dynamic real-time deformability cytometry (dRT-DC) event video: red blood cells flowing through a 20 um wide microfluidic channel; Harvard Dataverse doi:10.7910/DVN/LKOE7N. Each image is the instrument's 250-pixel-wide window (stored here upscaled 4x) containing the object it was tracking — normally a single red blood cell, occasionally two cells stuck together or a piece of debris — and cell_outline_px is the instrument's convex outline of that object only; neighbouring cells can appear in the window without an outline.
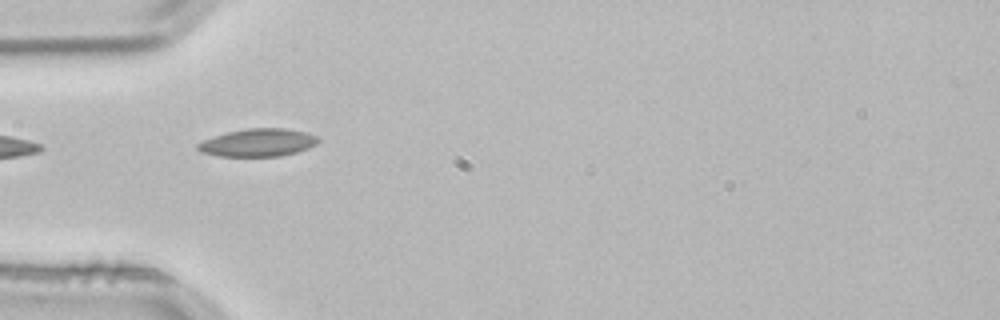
{"species": "common noctule bat (a hibernating species)", "species_latin": "Nyctalus noctula", "temperature_condition": "room temperature", "stored_images_in_passage": 2, "camera_frame_rate_fps": 3000, "um_per_image_px": 0.085, "animal": {"sex": "male", "body_mass_g": 21.5, "forearm_length_mm": 52.0}, "frame": {"image": 1, "passage_image": 2, "time_ms": 0.333, "image_size_px": [1000, 320], "cell_outline_px": [[320, 140], [316, 144], [308, 148], [296, 152], [280, 156], [216, 156], [200, 152], [196, 148], [196, 144], [204, 140], [228, 132], [248, 128], [284, 128], [304, 132], [316, 136]], "centroid_in_image_um": [21.91, 12.13], "position_along_channel_um": 63.1, "area_um2": 19.36}}